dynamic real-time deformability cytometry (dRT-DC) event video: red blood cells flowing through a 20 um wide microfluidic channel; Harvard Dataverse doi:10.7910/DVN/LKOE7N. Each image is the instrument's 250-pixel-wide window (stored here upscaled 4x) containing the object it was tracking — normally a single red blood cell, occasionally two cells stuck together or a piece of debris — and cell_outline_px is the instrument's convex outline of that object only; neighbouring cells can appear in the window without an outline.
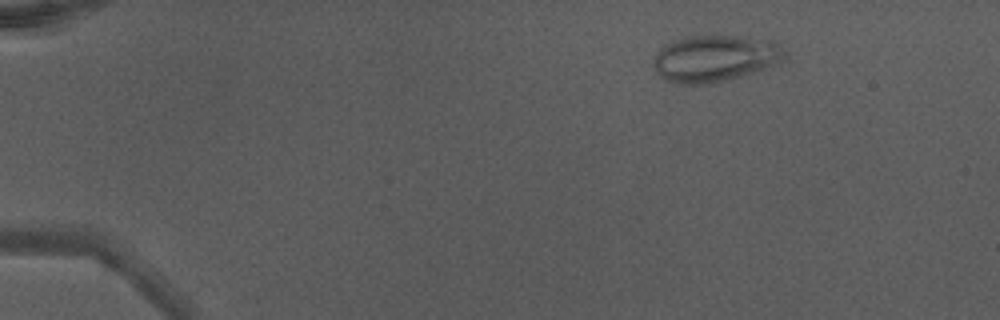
{"species": "Egyptian fruit bat (a non-hibernating species)", "species_latin": "Rousettus aegyptiacus", "temperature_condition": "warm", "stored_images_in_passage": 49, "camera_frame_rate_fps": 3000, "um_per_image_px": 0.085, "animal": {"sex": "male"}, "frame": {"image": 1, "passage_image": 8, "time_ms": 2.333, "image_size_px": [1000, 320], "cell_outline_px": [[776, 52], [772, 64], [764, 68], [728, 80], [708, 84], [680, 84], [664, 80], [656, 72], [652, 64], [652, 60], [664, 44], [688, 36], [736, 36], [772, 40], [776, 44]], "centroid_in_image_um": [60.54, 4.98], "position_along_channel_um": 24.5, "area_um2": 34.39}}
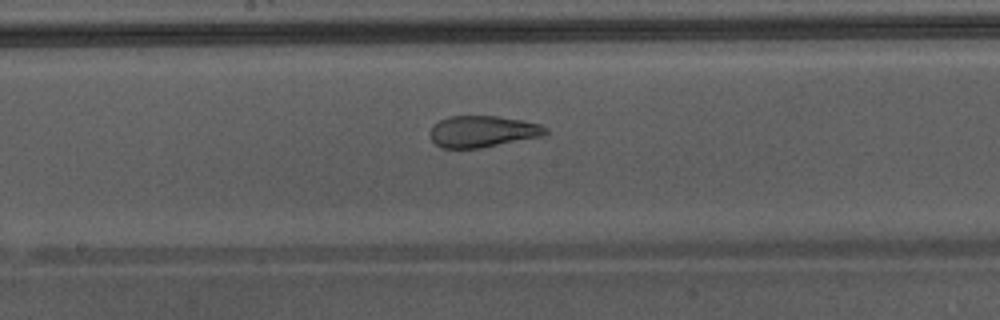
{"frame": {"image": 2, "passage_image": 28, "time_ms": 9.0, "image_size_px": [1000, 320], "cell_outline_px": [[548, 136], [480, 148], [444, 148], [436, 144], [432, 140], [428, 132], [432, 124], [448, 116], [496, 116], [524, 120], [540, 124], [548, 128]], "centroid_in_image_um": [41.07, 11.17], "position_along_channel_um": 207.1, "area_um2": 21.68}, "authors_computed_cell_mechanics": {"area_um2": 27.455, "velocity_mm_per_s": 4.3777, "shape_relaxation_time_tau1_ms": null, "shape_relaxation_time_tau2_ms": 0.8862, "deformation_change_tau1": null, "deformation_change_tau2": 0.0784}}